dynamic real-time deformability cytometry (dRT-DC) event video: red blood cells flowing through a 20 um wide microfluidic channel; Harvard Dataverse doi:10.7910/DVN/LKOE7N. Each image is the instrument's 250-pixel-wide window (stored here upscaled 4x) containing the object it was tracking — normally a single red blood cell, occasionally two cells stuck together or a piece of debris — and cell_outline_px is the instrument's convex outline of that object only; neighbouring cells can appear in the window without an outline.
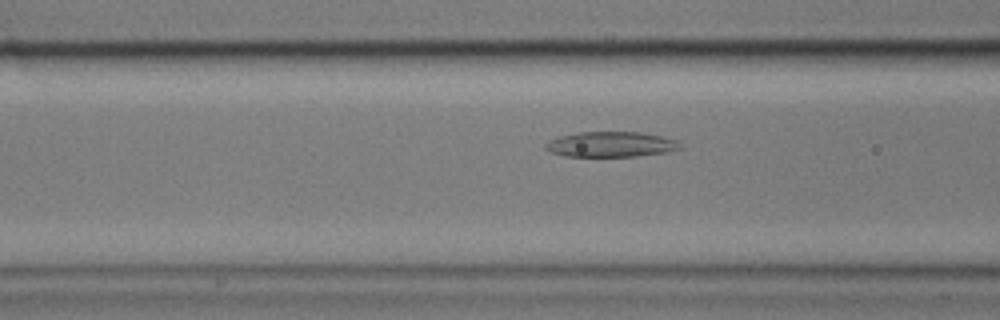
{"species": "common noctule bat (a hibernating species)", "species_latin": "Nyctalus noctula", "temperature_condition": "cold", "stored_images_in_passage": 41, "camera_frame_rate_fps": 3000, "um_per_image_px": 0.085, "animal": {"sex": "male", "body_mass_g": 17.9}, "frame": {"image": 1, "passage_image": 11, "time_ms": 3.333, "image_size_px": [1000, 320], "cell_outline_px": [[680, 148], [668, 152], [636, 156], [564, 156], [552, 152], [544, 148], [544, 144], [548, 140], [560, 136], [576, 132], [640, 132], [660, 136], [676, 140], [680, 144]], "centroid_in_image_um": [51.88, 12.27], "position_along_channel_um": 114.7, "area_um2": 19.77}}
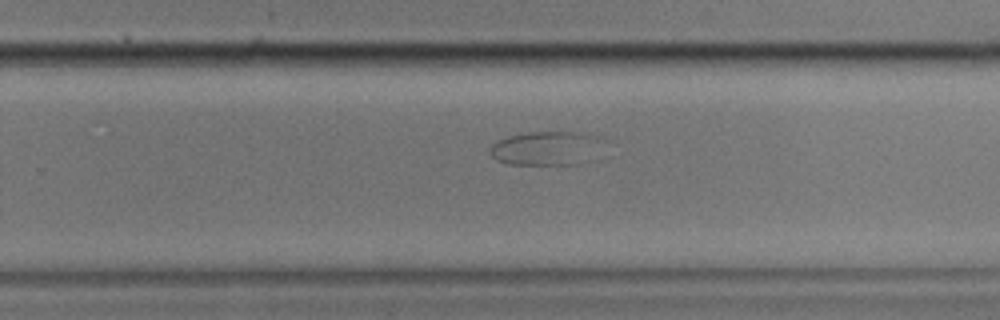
{"frame": {"image": 2, "passage_image": 26, "time_ms": 8.333, "image_size_px": [1000, 320], "cell_outline_px": [[608, 140], [580, 164], [508, 164], [496, 160], [492, 156], [488, 148], [496, 140], [508, 136], [528, 132], [584, 132], [604, 136]], "centroid_in_image_um": [46.44, 12.57], "position_along_channel_um": 283.4, "area_um2": 22.66}}
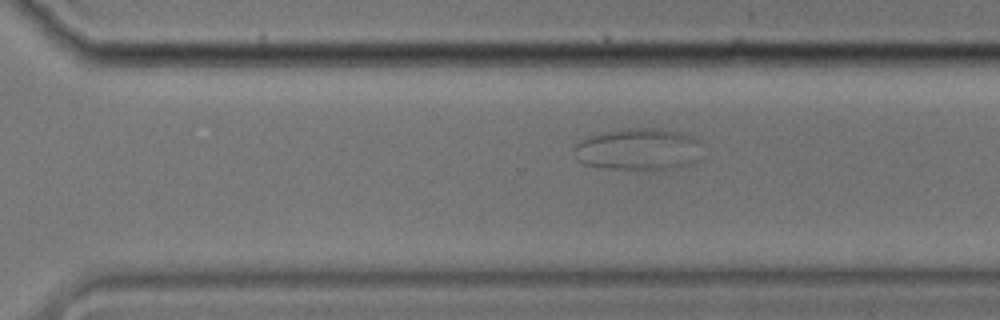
{"frame": {"image": 3, "passage_image": 29, "time_ms": 9.333, "image_size_px": [1000, 320], "cell_outline_px": [[704, 144], [692, 160], [684, 164], [668, 168], [612, 168], [584, 164], [580, 160], [576, 148], [576, 144], [580, 140], [588, 136], [600, 132], [628, 128], [664, 128], [680, 132], [692, 136]], "centroid_in_image_um": [54.25, 12.63], "position_along_channel_um": 316.3, "area_um2": 30.35}}